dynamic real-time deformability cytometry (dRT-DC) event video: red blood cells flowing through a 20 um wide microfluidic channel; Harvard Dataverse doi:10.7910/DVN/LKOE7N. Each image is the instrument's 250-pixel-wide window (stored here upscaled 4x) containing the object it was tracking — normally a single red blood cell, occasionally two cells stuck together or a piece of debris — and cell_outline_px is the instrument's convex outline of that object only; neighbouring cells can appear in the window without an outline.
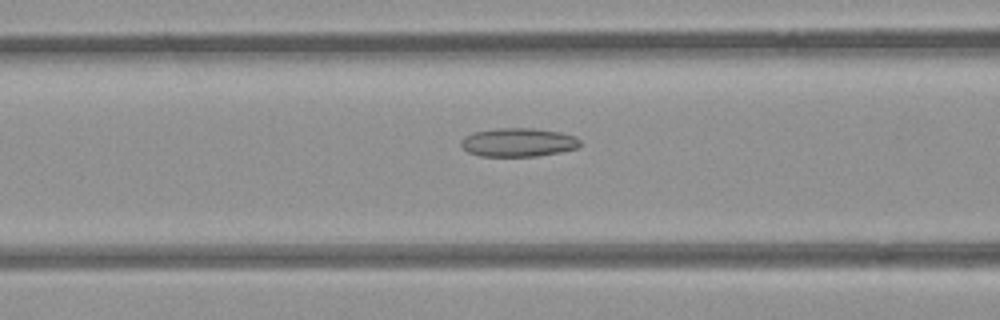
{"species": "common noctule bat (a hibernating species)", "species_latin": "Nyctalus noctula", "temperature_condition": "room temperature", "stored_images_in_passage": 53, "camera_frame_rate_fps": 3000, "um_per_image_px": 0.085, "animal": {"sex": "female", "body_mass_g": 21.9}, "frame": {"image": 1, "passage_image": 22, "time_ms": 7.0, "image_size_px": [1000, 320], "cell_outline_px": [[580, 148], [560, 152], [536, 156], [480, 156], [468, 152], [460, 144], [460, 140], [464, 136], [472, 132], [496, 128], [536, 128], [560, 132], [576, 136], [580, 140]], "centroid_in_image_um": [44.06, 12.09], "position_along_channel_um": 122.5, "area_um2": 20.11}}
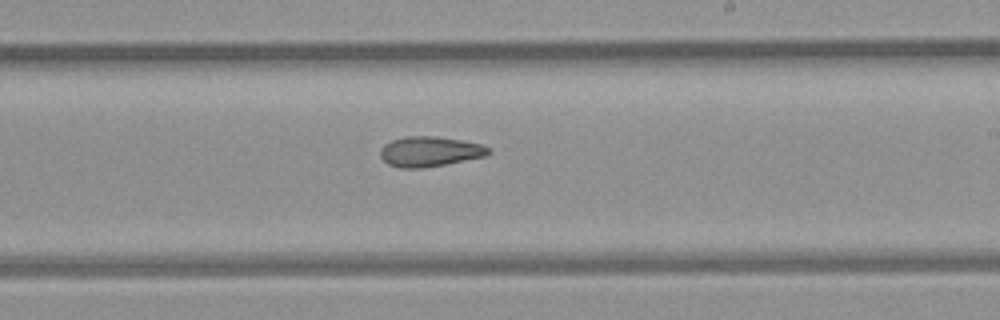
{"frame": {"image": 2, "passage_image": 32, "time_ms": 10.333, "image_size_px": [1000, 320], "cell_outline_px": [[492, 152], [484, 156], [424, 168], [400, 168], [388, 164], [380, 156], [380, 148], [384, 144], [392, 140], [408, 136], [436, 136], [460, 140], [480, 144], [492, 148]], "centroid_in_image_um": [36.51, 12.88], "position_along_channel_um": 252.5, "area_um2": 18.9}}
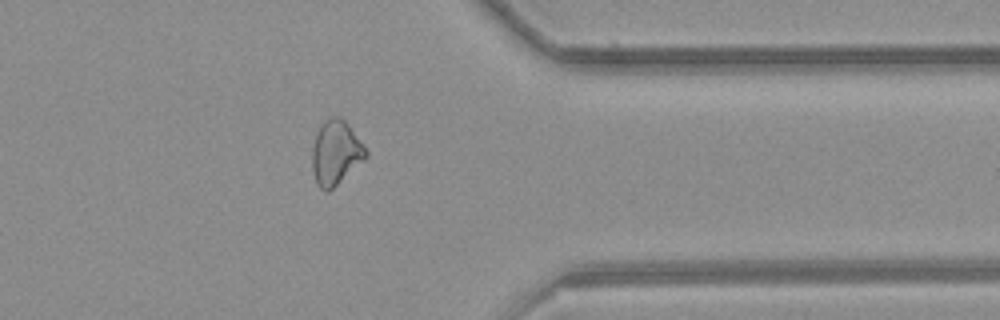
{"frame": {"image": 3, "passage_image": 43, "time_ms": 14.0, "image_size_px": [1000, 320], "cell_outline_px": [[368, 156], [328, 192], [324, 192], [316, 184], [312, 168], [312, 148], [316, 132], [320, 124], [324, 120], [332, 116], [340, 116], [348, 124], [368, 152]], "centroid_in_image_um": [28.5, 12.97], "position_along_channel_um": 382.9, "area_um2": 20.11}, "authors_computed_cell_mechanics": {"area_um2": 20.4612, "velocity_mm_per_s": 3.8966, "shape_relaxation_time_tau1_ms": null, "shape_relaxation_time_tau2_ms": 4.6211, "deformation_change_tau1": null, "deformation_change_tau2": 0.1124}}